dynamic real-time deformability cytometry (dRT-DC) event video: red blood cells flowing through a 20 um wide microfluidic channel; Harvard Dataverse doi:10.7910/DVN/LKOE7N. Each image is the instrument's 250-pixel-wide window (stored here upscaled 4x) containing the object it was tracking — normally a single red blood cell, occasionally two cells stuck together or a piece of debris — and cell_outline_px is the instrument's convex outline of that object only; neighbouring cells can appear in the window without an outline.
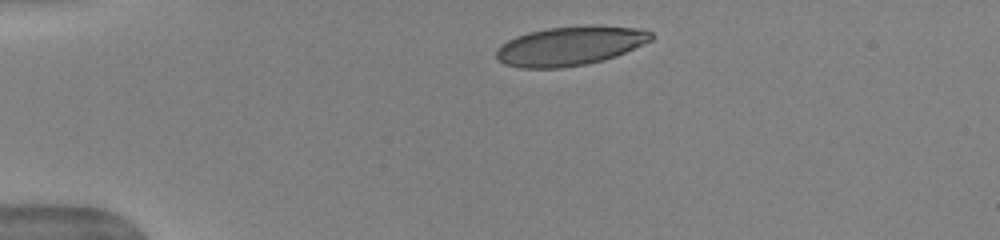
{"species": "human", "species_latin": "Homo sapiens", "temperature_condition": "warm", "stored_images_in_passage": 4, "camera_frame_rate_fps": 3000, "um_per_image_px": 0.085, "donor": {"sex": "female"}, "frame": {"image": 1, "passage_image": 1, "time_ms": 0.0, "image_size_px": [1000, 240], "cell_outline_px": [[652, 40], [616, 56], [604, 60], [588, 64], [560, 68], [520, 68], [504, 64], [496, 60], [496, 52], [508, 40], [516, 36], [528, 32], [548, 28], [636, 28], [652, 32]], "centroid_in_image_um": [48.39, 3.96], "position_along_channel_um": 36.6, "area_um2": 34.16}}